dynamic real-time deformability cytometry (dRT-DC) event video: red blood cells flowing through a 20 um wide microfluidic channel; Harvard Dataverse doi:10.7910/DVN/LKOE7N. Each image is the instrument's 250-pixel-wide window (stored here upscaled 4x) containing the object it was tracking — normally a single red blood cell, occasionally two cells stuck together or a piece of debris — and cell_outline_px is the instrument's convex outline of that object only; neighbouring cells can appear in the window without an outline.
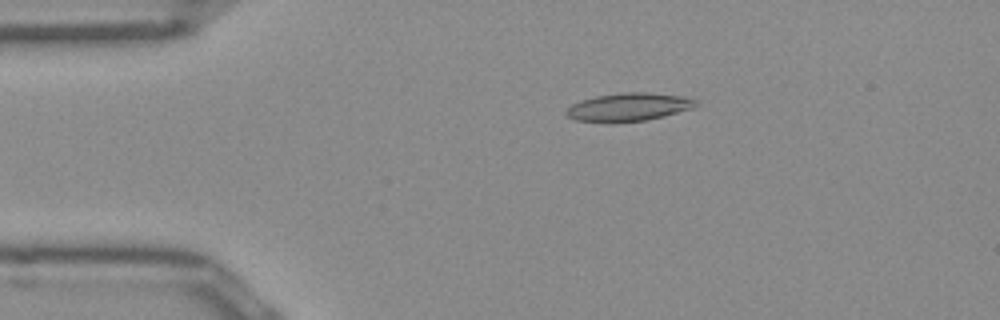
{"species": "Egyptian fruit bat (a non-hibernating species)", "species_latin": "Rousettus aegyptiacus", "temperature_condition": "room temperature", "stored_images_in_passage": 51, "camera_frame_rate_fps": 3000, "um_per_image_px": 0.085, "frame": {"image": 1, "passage_image": 10, "time_ms": 3.0, "image_size_px": [1000, 320], "cell_outline_px": [[700, 104], [692, 108], [664, 116], [648, 120], [576, 120], [568, 116], [564, 112], [572, 104], [596, 96], [620, 92], [648, 92], [684, 96], [696, 100]], "centroid_in_image_um": [53.51, 9.05], "position_along_channel_um": 31.5, "area_um2": 20.58}}
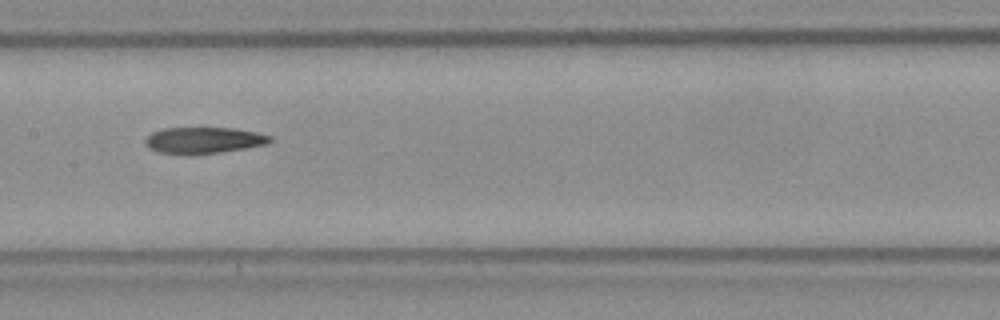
{"frame": {"image": 2, "passage_image": 25, "time_ms": 8.0, "image_size_px": [1000, 320], "cell_outline_px": [[272, 140], [264, 144], [244, 148], [220, 152], [192, 156], [156, 152], [148, 148], [144, 144], [144, 140], [152, 132], [164, 128], [236, 128], [256, 132], [272, 136]], "centroid_in_image_um": [17.24, 11.94], "position_along_channel_um": 190.2, "area_um2": 19.42}}
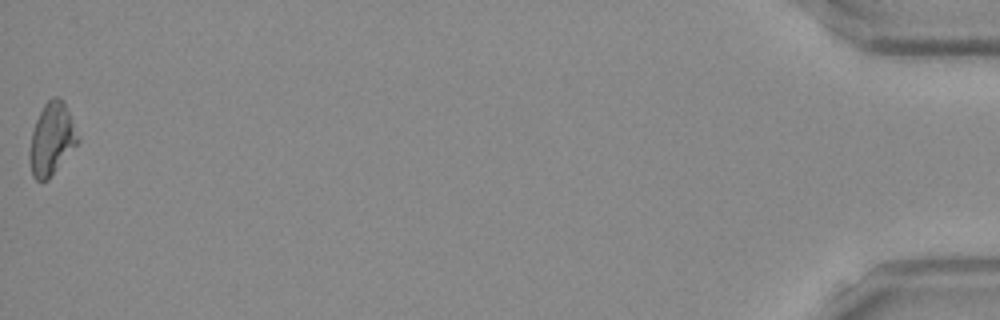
{"frame": {"image": 3, "passage_image": 51, "time_ms": 16.667, "image_size_px": [1000, 320], "cell_outline_px": [[80, 140], [48, 180], [36, 180], [32, 176], [32, 132], [36, 120], [44, 104], [52, 96], [60, 96], [64, 100]], "centroid_in_image_um": [4.44, 11.76], "position_along_channel_um": 430.8, "area_um2": 19.59}, "authors_computed_cell_mechanics": {"area_um2": 20.0566, "velocity_mm_per_s": 3.971, "shape_relaxation_time_tau1_ms": 5.9071, "shape_relaxation_time_tau2_ms": 7.6827, "deformation_change_tau1": 0.1536, "deformation_change_tau2": 0.1794}}